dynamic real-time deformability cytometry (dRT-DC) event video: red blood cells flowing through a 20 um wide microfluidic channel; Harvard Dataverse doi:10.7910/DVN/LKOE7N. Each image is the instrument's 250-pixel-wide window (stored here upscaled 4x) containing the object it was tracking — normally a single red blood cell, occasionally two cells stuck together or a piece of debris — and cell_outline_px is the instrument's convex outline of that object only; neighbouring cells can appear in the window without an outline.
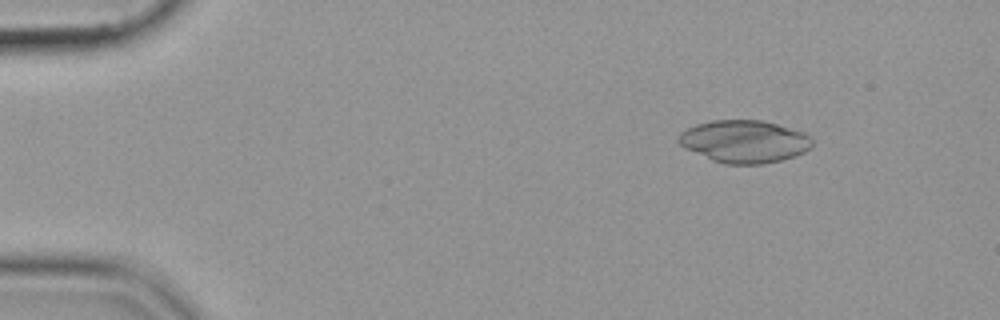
{"species": "common noctule bat (a hibernating species)", "species_latin": "Nyctalus noctula", "temperature_condition": "cold", "stored_images_in_passage": 49, "camera_frame_rate_fps": 3000, "um_per_image_px": 0.085, "animal": {"sex": "female", "body_mass_g": 19.9}, "frame": {"image": 1, "passage_image": 2, "time_ms": 0.333, "image_size_px": [1000, 320], "cell_outline_px": [[812, 148], [796, 156], [780, 160], [760, 164], [724, 164], [712, 160], [684, 148], [676, 140], [680, 132], [696, 124], [712, 120], [764, 120], [804, 132], [812, 136]], "centroid_in_image_um": [63.28, 12.02], "position_along_channel_um": 21.7, "area_um2": 33.35}}